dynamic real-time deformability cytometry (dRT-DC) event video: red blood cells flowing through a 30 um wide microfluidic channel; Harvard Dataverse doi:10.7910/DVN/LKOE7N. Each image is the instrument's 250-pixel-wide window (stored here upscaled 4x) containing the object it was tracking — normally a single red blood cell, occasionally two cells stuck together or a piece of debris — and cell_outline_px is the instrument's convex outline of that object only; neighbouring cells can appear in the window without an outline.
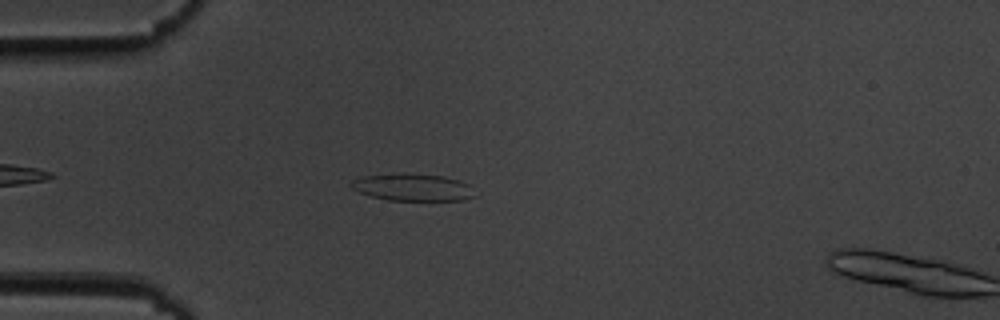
{"species": "common noctule bat (a hibernating species)", "species_latin": "Nyctalus noctula", "temperature_condition": "cold", "stored_images_in_passage": 9, "camera_frame_rate_fps": 3000, "um_per_image_px": 0.085, "animal": {"sex": "male", "body_mass_g": 19.5, "forearm_length_mm": 54.6}, "frame": {"image": 1, "passage_image": 7, "time_ms": 2.0, "image_size_px": [1000, 320], "cell_outline_px": [[480, 192], [476, 196], [464, 200], [388, 200], [372, 196], [360, 192], [352, 188], [348, 184], [352, 180], [364, 176], [392, 172], [404, 172], [444, 176], [460, 180], [468, 184]], "centroid_in_image_um": [35.14, 15.9], "position_along_channel_um": 49.9, "area_um2": 20.17}}